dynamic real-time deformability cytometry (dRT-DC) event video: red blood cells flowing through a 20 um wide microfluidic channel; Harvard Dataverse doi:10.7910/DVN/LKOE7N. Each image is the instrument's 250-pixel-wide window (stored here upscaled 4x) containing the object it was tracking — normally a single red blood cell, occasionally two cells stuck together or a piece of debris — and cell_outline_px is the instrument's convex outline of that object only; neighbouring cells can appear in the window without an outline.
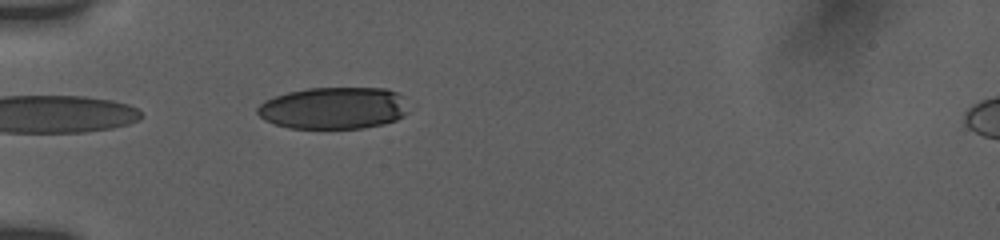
{"species": "human", "species_latin": "Homo sapiens", "temperature_condition": "room temperature", "stored_images_in_passage": 14, "camera_frame_rate_fps": 3000, "um_per_image_px": 0.085, "donor": {"sex": "female"}, "frame": {"image": 1, "passage_image": 14, "time_ms": 6.0, "image_size_px": [1000, 240], "cell_outline_px": [[408, 112], [404, 116], [396, 120], [384, 124], [364, 128], [288, 128], [264, 120], [256, 112], [256, 108], [264, 100], [288, 92], [308, 88], [384, 88], [396, 92], [404, 96]], "centroid_in_image_um": [28.38, 9.19], "position_along_channel_um": 56.6, "area_um2": 37.17}}